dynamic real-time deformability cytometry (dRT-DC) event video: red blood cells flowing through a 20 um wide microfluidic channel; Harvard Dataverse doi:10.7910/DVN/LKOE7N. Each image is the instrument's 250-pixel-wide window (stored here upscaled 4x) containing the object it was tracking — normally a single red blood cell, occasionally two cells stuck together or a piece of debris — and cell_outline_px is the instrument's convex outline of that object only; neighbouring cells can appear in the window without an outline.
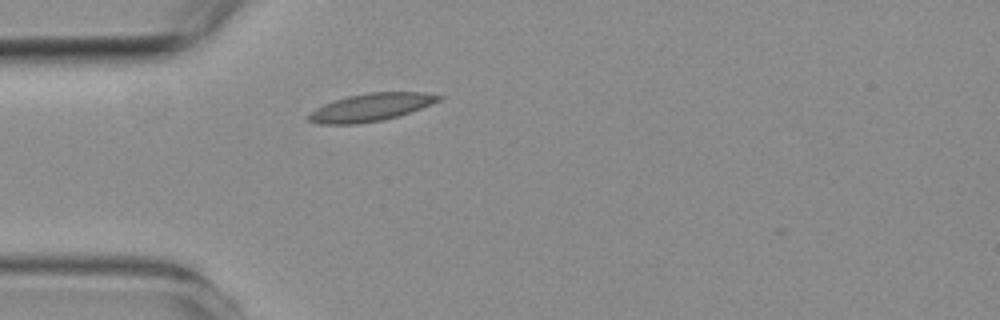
{"species": "common noctule bat (a hibernating species)", "species_latin": "Nyctalus noctula", "temperature_condition": "room temperature", "stored_images_in_passage": 2, "camera_frame_rate_fps": 3000, "um_per_image_px": 0.085, "animal": {"sex": "female", "body_mass_g": 19.3, "forearm_length_mm": 54.1}, "frame": {"image": 1, "passage_image": 2, "time_ms": 1.0, "image_size_px": [1000, 320], "cell_outline_px": [[444, 96], [440, 100], [432, 104], [396, 116], [380, 120], [356, 124], [320, 124], [308, 120], [308, 116], [316, 108], [324, 104], [348, 96], [368, 92], [424, 92]], "centroid_in_image_um": [31.53, 9.11], "position_along_channel_um": 53.5, "area_um2": 20.63}}